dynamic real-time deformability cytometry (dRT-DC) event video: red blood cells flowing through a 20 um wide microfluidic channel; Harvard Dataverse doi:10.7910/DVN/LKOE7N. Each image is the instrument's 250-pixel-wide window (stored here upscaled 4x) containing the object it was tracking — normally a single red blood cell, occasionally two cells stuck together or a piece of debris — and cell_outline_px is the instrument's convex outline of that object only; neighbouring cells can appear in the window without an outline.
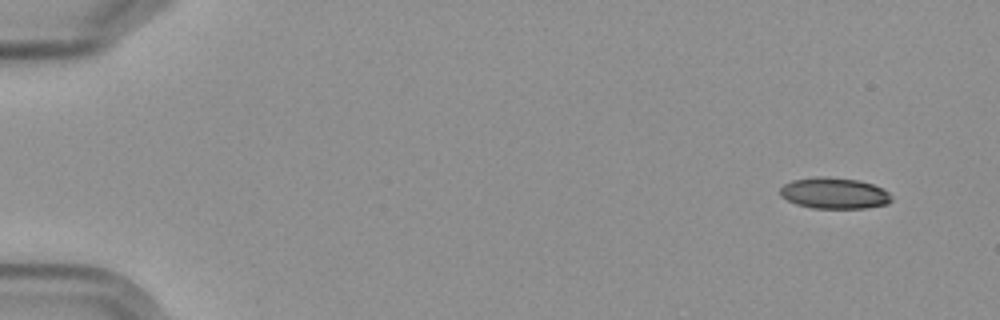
{"species": "Egyptian fruit bat (a non-hibernating species)", "species_latin": "Rousettus aegyptiacus", "temperature_condition": "cold", "stored_images_in_passage": 15, "camera_frame_rate_fps": 3000, "um_per_image_px": 0.085, "frame": {"image": 1, "passage_image": 1, "time_ms": 0.0, "image_size_px": [1000, 320], "cell_outline_px": [[892, 200], [888, 204], [864, 208], [812, 208], [796, 204], [780, 196], [780, 188], [784, 184], [792, 180], [816, 176], [824, 176], [856, 180], [872, 184], [888, 192], [892, 196]], "centroid_in_image_um": [70.89, 16.42], "position_along_channel_um": 14.1, "area_um2": 20.17}}
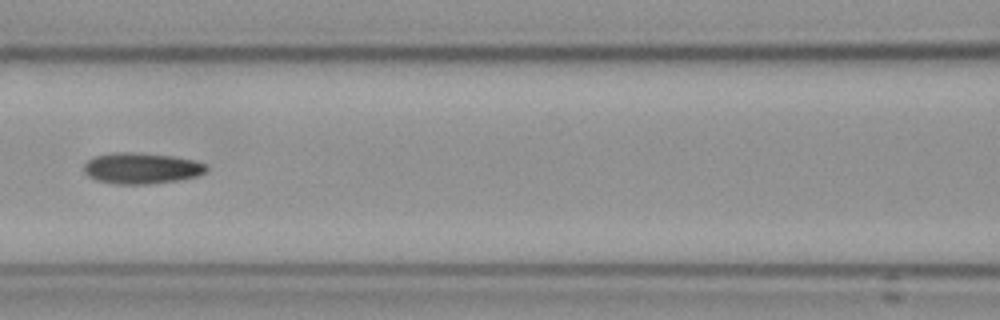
{"frame": {"image": 2, "passage_image": 7, "time_ms": 7.667, "image_size_px": [1000, 320], "cell_outline_px": [[208, 168], [204, 172], [196, 176], [176, 180], [148, 184], [112, 184], [96, 180], [88, 176], [84, 172], [84, 164], [88, 160], [96, 156], [112, 152], [132, 152], [172, 156], [192, 160], [204, 164]], "centroid_in_image_um": [11.96, 14.3], "position_along_channel_um": 154.6, "area_um2": 21.96}}